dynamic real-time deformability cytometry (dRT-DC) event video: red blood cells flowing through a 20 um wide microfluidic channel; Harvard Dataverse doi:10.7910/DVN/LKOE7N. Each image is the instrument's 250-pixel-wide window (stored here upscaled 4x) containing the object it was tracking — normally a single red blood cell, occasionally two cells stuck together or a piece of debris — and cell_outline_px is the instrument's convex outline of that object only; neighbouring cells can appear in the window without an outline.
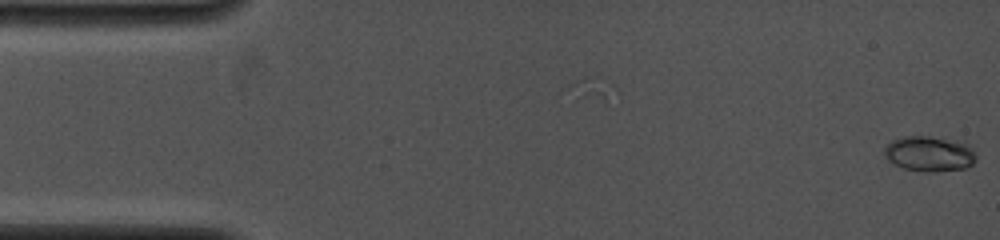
{"species": "common noctule bat (a hibernating species)", "species_latin": "Nyctalus noctula", "temperature_condition": "cold", "stored_images_in_passage": 2, "camera_frame_rate_fps": 4000, "um_per_image_px": 0.085, "animal": {"sex": "female", "body_mass_g": 19.0, "forearm_length_mm": 53.3}, "frame": {"image": 1, "passage_image": 2, "time_ms": 1.0, "image_size_px": [1000, 240], "cell_outline_px": [[976, 160], [968, 168], [932, 172], [924, 172], [904, 168], [888, 160], [884, 156], [884, 148], [892, 140], [904, 136], [928, 136], [956, 140], [968, 144], [976, 152]], "centroid_in_image_um": [79.03, 13.07], "position_along_channel_um": 6.0, "area_um2": 19.07}}